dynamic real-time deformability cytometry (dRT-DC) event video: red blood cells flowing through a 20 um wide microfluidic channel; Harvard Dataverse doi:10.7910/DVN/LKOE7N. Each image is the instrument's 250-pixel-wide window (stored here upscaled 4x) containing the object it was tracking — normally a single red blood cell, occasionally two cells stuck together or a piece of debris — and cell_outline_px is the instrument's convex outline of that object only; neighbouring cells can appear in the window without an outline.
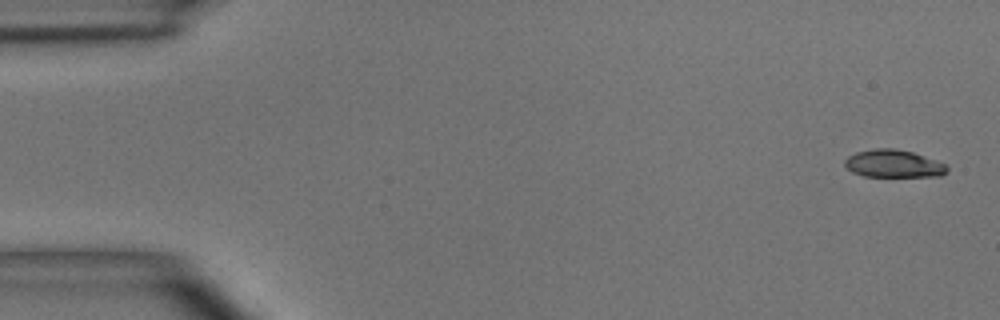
{"species": "common noctule bat (a hibernating species)", "species_latin": "Nyctalus noctula", "temperature_condition": "room temperature", "stored_images_in_passage": 4, "camera_frame_rate_fps": 3000, "um_per_image_px": 0.085, "animal": {"sex": "male", "body_mass_g": 15.6}, "frame": {"image": 1, "passage_image": 1, "time_ms": 0.0, "image_size_px": [1000, 320], "cell_outline_px": [[948, 172], [940, 176], [864, 176], [852, 172], [844, 164], [844, 160], [848, 156], [856, 152], [876, 148], [892, 148], [912, 152], [936, 160], [944, 164], [948, 168]], "centroid_in_image_um": [75.94, 13.91], "position_along_channel_um": 9.1, "area_um2": 16.36}}
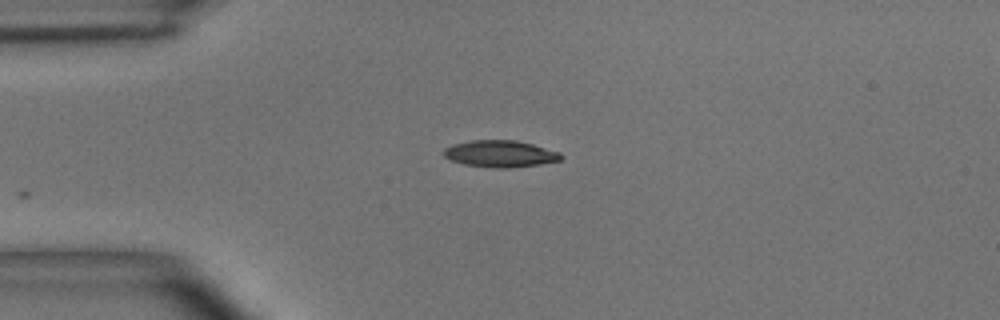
{"frame": {"image": 2, "passage_image": 4, "time_ms": 3.667, "image_size_px": [1000, 320], "cell_outline_px": [[564, 156], [560, 160], [540, 164], [508, 168], [492, 168], [464, 164], [452, 160], [444, 156], [440, 152], [444, 148], [452, 144], [472, 140], [516, 140], [532, 144], [560, 152]], "centroid_in_image_um": [42.49, 13.07], "position_along_channel_um": 42.5, "area_um2": 18.38}}